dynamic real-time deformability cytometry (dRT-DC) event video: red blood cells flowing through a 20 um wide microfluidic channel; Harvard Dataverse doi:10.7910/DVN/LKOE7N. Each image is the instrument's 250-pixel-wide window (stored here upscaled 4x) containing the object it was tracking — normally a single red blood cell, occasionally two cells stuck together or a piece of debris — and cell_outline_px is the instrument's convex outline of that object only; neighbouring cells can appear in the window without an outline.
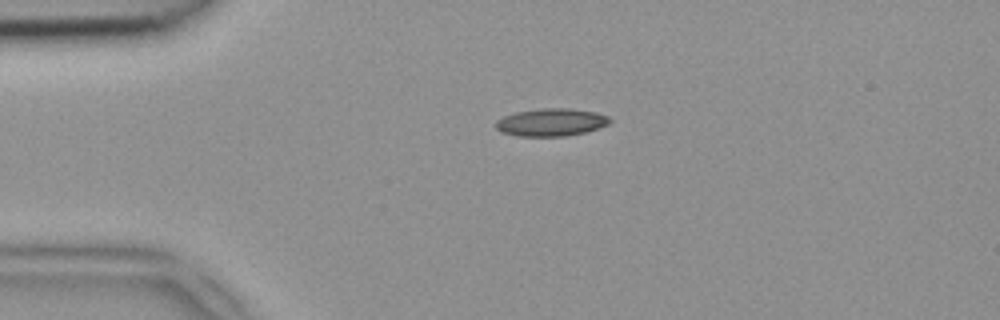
{"species": "common noctule bat (a hibernating species)", "species_latin": "Nyctalus noctula", "temperature_condition": "room temperature", "stored_images_in_passage": 39, "camera_frame_rate_fps": 3000, "um_per_image_px": 0.085, "animal": {"sex": "female", "body_mass_g": 18.4}, "frame": {"image": 1, "passage_image": 1, "time_ms": 0.0, "image_size_px": [1000, 320], "cell_outline_px": [[612, 120], [608, 124], [588, 132], [564, 136], [516, 136], [500, 132], [496, 128], [496, 120], [504, 116], [516, 112], [540, 108], [568, 108], [596, 112], [608, 116]], "centroid_in_image_um": [46.85, 10.39], "position_along_channel_um": 38.2, "area_um2": 18.5}}
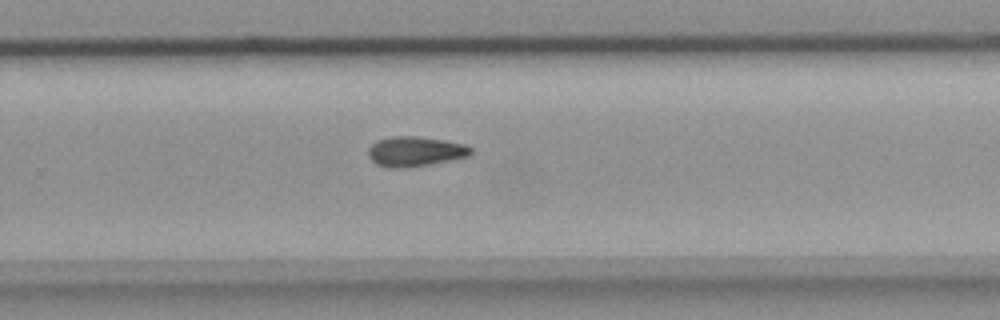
{"frame": {"image": 2, "passage_image": 22, "time_ms": 7.0, "image_size_px": [1000, 320], "cell_outline_px": [[472, 156], [408, 168], [388, 168], [376, 164], [368, 156], [368, 148], [376, 140], [392, 136], [420, 136], [444, 140], [464, 144], [472, 148]], "centroid_in_image_um": [35.29, 12.87], "position_along_channel_um": 294.5, "area_um2": 18.15}}
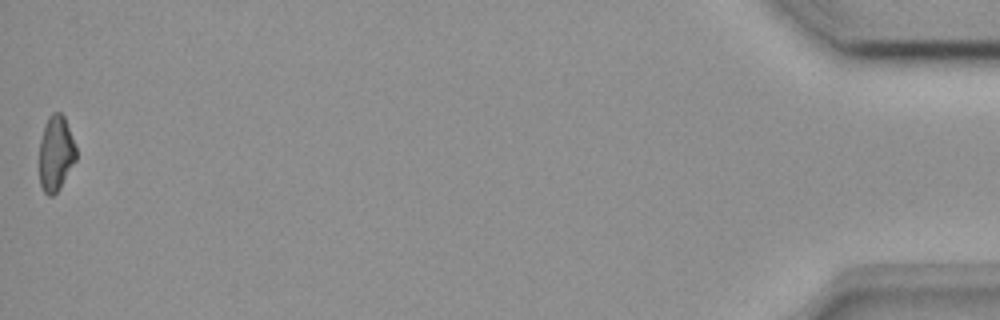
{"frame": {"image": 3, "passage_image": 39, "time_ms": 12.667, "image_size_px": [1000, 320], "cell_outline_px": [[76, 160], [60, 188], [52, 196], [48, 196], [44, 192], [40, 184], [40, 140], [48, 116], [52, 112], [60, 112], [64, 116], [76, 148]], "centroid_in_image_um": [4.75, 13.04], "position_along_channel_um": 430.5, "area_um2": 16.01}}